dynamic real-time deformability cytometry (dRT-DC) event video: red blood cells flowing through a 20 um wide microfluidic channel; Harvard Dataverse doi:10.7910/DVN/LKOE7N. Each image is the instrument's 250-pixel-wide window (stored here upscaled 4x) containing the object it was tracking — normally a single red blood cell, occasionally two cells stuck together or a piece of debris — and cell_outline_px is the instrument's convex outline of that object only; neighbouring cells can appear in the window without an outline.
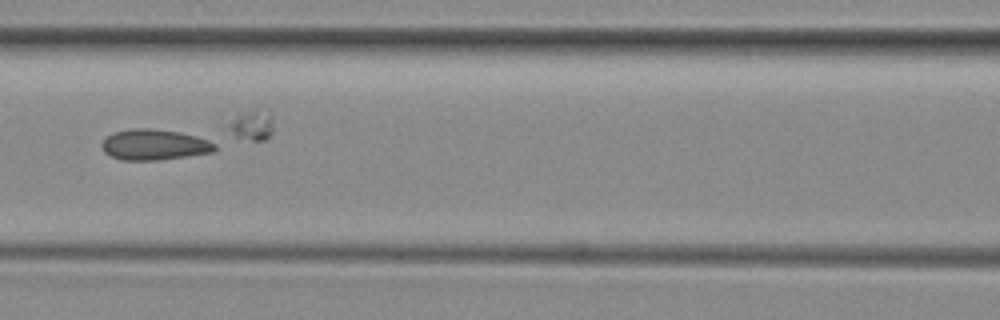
{"species": "common noctule bat (a hibernating species)", "species_latin": "Nyctalus noctula", "temperature_condition": "room temperature", "stored_images_in_passage": 53, "camera_frame_rate_fps": 3000, "um_per_image_px": 0.085, "animal": {"sex": "female", "body_mass_g": 29.2, "forearm_length_mm": 56.3}, "frame": {"image": 1, "passage_image": 23, "time_ms": 7.333, "image_size_px": [1000, 320], "cell_outline_px": [[216, 148], [212, 152], [156, 160], [120, 160], [104, 152], [100, 144], [112, 132], [128, 128], [152, 128], [180, 132], [196, 136], [208, 140], [216, 144]], "centroid_in_image_um": [13.07, 12.28], "position_along_channel_um": 153.5, "area_um2": 20.23}}
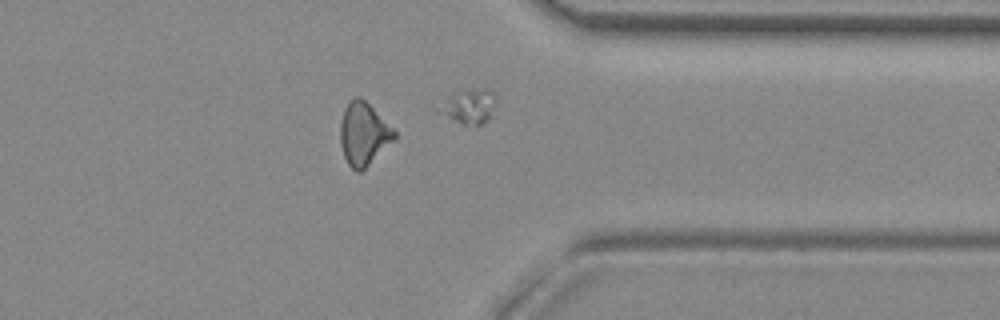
{"frame": {"image": 2, "passage_image": 41, "time_ms": 13.333, "image_size_px": [1000, 320], "cell_outline_px": [[396, 140], [360, 172], [356, 172], [348, 164], [344, 156], [340, 144], [340, 124], [344, 108], [348, 100], [356, 96], [360, 96], [396, 132]], "centroid_in_image_um": [30.89, 11.39], "position_along_channel_um": 380.5, "area_um2": 19.77}}
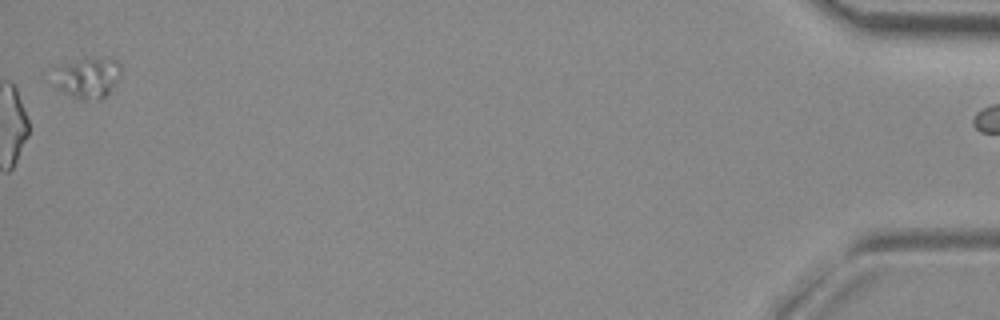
{"frame": {"image": 3, "passage_image": 53, "time_ms": 17.333, "image_size_px": [1000, 320], "cell_outline_px": [[120, 72], [108, 92], [104, 96], [72, 96], [56, 88], [56, 68], [60, 64], [80, 60], [116, 60], [120, 64]], "centroid_in_image_um": [7.41, 6.56], "position_along_channel_um": 427.8, "area_um2": 14.39}, "authors_computed_cell_mechanics": {"area_um2": 19.941, "velocity_mm_per_s": 3.9561, "shape_relaxation_time_tau1_ms": 1.5455, "shape_relaxation_time_tau2_ms": 9.571, "deformation_change_tau1": null, "deformation_change_tau2": 0.1014}}